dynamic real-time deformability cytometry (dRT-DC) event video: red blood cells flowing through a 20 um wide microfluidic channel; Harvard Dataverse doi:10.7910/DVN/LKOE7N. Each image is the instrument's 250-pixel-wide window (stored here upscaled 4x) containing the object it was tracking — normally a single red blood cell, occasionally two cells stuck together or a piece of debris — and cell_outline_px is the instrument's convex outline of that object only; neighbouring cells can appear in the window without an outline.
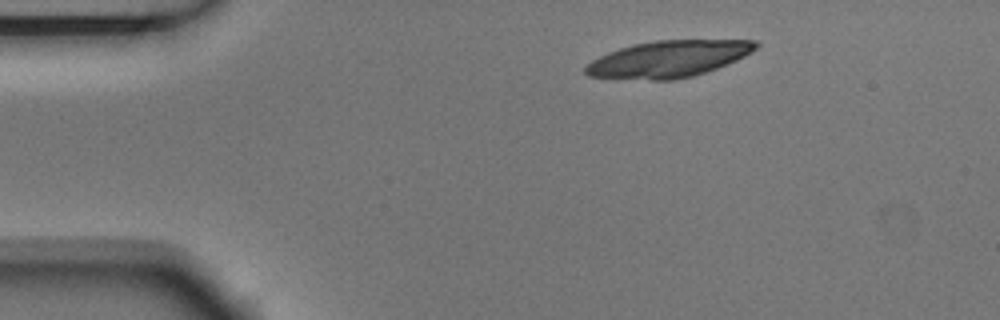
{"species": "Egyptian fruit bat (a non-hibernating species)", "species_latin": "Rousettus aegyptiacus", "temperature_condition": "room temperature", "stored_images_in_passage": 3, "camera_frame_rate_fps": 3000, "um_per_image_px": 0.085, "animal": {"sex": "male"}, "frame": {"image": 1, "passage_image": 1, "time_ms": 0.0, "image_size_px": [1000, 320], "cell_outline_px": [[760, 44], [752, 52], [736, 60], [716, 68], [692, 76], [676, 80], [652, 80], [588, 76], [584, 72], [584, 68], [592, 60], [608, 52], [632, 44], [652, 40], [756, 40]], "centroid_in_image_um": [56.81, 5.0], "position_along_channel_um": 28.2, "area_um2": 36.24}}